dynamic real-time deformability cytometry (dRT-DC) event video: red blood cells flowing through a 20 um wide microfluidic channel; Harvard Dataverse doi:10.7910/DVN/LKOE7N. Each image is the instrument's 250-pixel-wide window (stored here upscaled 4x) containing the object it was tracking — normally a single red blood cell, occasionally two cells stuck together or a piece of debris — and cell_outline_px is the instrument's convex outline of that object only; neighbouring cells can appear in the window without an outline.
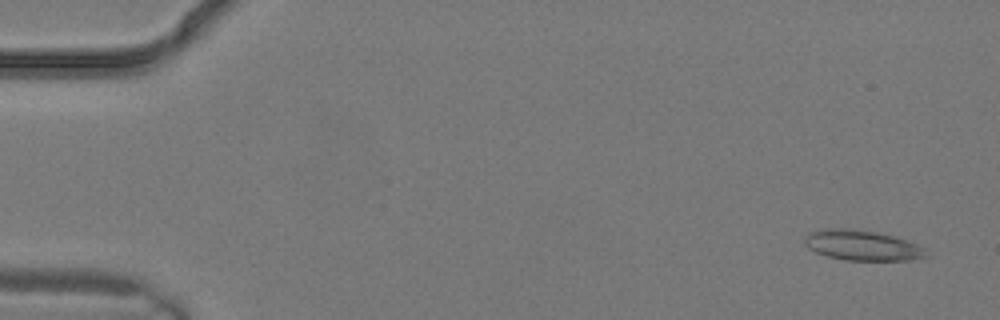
{"species": "common noctule bat (a hibernating species)", "species_latin": "Nyctalus noctula", "temperature_condition": "warm", "stored_images_in_passage": 3, "camera_frame_rate_fps": 3000, "um_per_image_px": 0.085, "animal": {"sex": "male", "body_mass_g": 19.2, "forearm_length_mm": 51.8}, "frame": {"image": 1, "passage_image": 1, "time_ms": 0.0, "image_size_px": [1000, 320], "cell_outline_px": [[928, 256], [912, 260], [844, 260], [828, 256], [816, 252], [808, 248], [804, 244], [804, 236], [808, 232], [820, 228], [852, 228], [876, 232], [908, 240], [924, 248]], "centroid_in_image_um": [73.23, 20.84], "position_along_channel_um": 11.8, "area_um2": 21.62}}
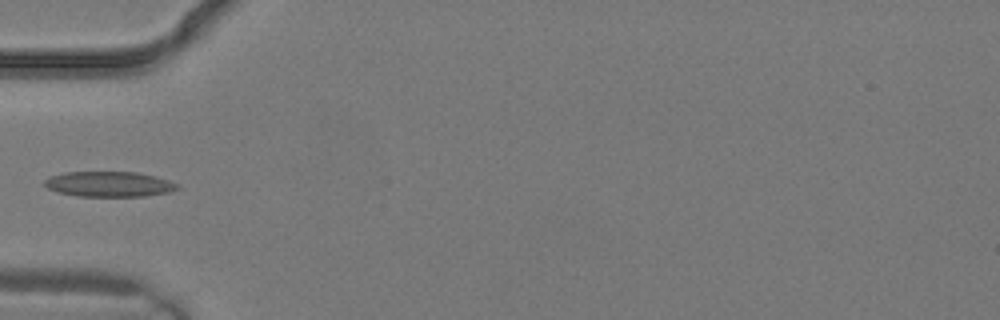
{"frame": {"image": 2, "passage_image": 3, "time_ms": 0.667, "image_size_px": [1000, 320], "cell_outline_px": [[180, 188], [168, 192], [144, 196], [76, 196], [60, 192], [48, 188], [44, 184], [44, 180], [48, 176], [64, 172], [136, 172], [156, 176], [180, 184]], "centroid_in_image_um": [9.28, 15.64], "position_along_channel_um": 75.7, "area_um2": 19.59}}